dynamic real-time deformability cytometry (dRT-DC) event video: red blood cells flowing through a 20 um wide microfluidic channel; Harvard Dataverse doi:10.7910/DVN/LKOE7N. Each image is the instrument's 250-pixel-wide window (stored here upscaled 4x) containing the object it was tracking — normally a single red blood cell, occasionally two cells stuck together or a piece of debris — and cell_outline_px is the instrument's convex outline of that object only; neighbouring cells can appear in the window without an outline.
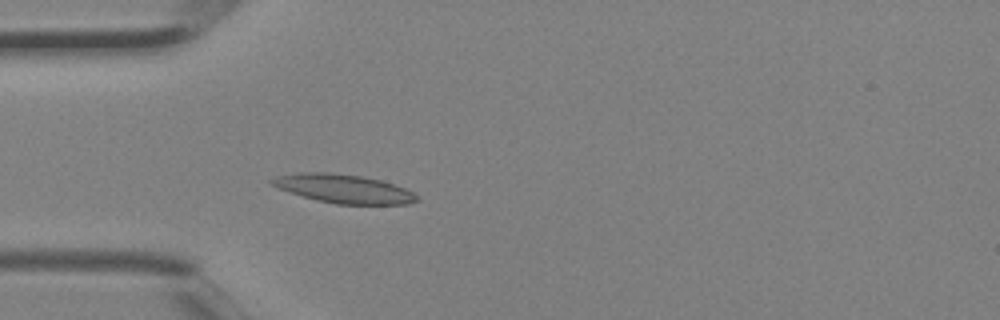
{"species": "Egyptian fruit bat (a non-hibernating species)", "species_latin": "Rousettus aegyptiacus", "temperature_condition": "room temperature", "stored_images_in_passage": 2, "camera_frame_rate_fps": 3000, "um_per_image_px": 0.085, "animal": {"sex": "female"}, "frame": {"image": 1, "passage_image": 2, "time_ms": 0.333, "image_size_px": [1000, 320], "cell_outline_px": [[420, 200], [408, 204], [336, 204], [316, 200], [276, 188], [268, 184], [268, 180], [280, 176], [304, 172], [328, 172], [360, 176], [380, 180], [404, 188], [412, 192]], "centroid_in_image_um": [29.17, 16.05], "position_along_channel_um": 55.8, "area_um2": 24.04}}